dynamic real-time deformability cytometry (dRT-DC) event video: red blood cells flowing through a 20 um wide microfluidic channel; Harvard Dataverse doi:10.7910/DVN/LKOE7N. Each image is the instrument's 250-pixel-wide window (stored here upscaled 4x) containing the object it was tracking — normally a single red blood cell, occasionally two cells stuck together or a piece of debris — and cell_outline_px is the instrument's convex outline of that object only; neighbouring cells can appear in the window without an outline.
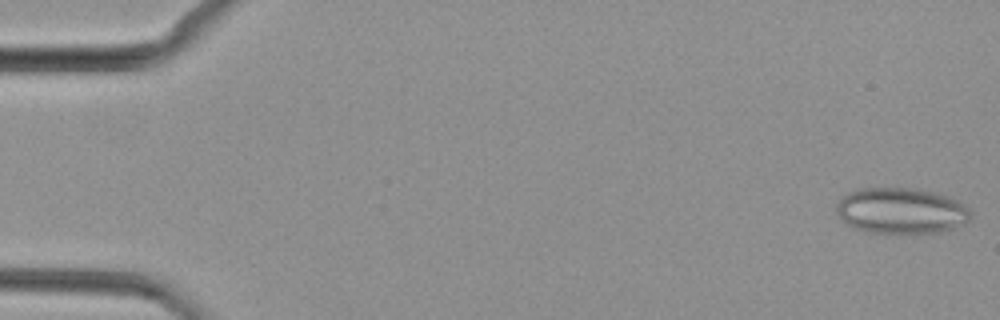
{"species": "common noctule bat (a hibernating species)", "species_latin": "Nyctalus noctula", "temperature_condition": "cold", "stored_images_in_passage": 48, "camera_frame_rate_fps": 3000, "um_per_image_px": 0.085, "animal": {"sex": "female", "body_mass_g": 29.2, "forearm_length_mm": 56.3}, "frame": {"image": 1, "passage_image": 1, "time_ms": 0.0, "image_size_px": [1000, 320], "cell_outline_px": [[968, 220], [964, 224], [940, 232], [872, 232], [852, 228], [836, 212], [836, 204], [840, 196], [848, 192], [860, 188], [908, 188], [932, 192], [948, 196], [960, 200], [968, 208]], "centroid_in_image_um": [76.56, 17.89], "position_along_channel_um": 8.4, "area_um2": 35.6}}
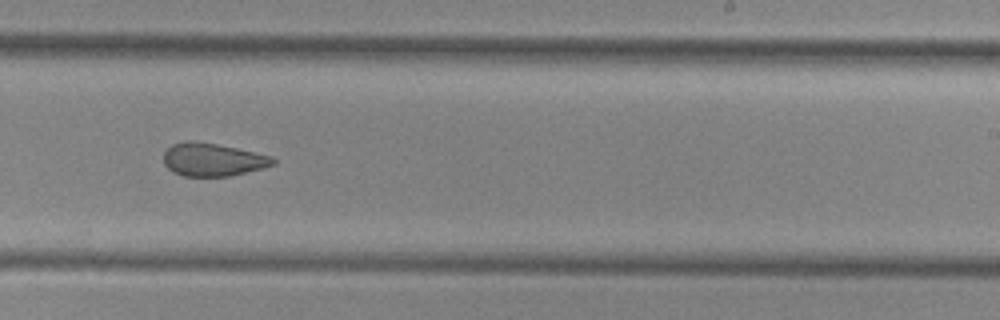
{"frame": {"image": 2, "passage_image": 30, "time_ms": 9.667, "image_size_px": [1000, 320], "cell_outline_px": [[276, 164], [264, 168], [232, 176], [184, 176], [172, 172], [164, 164], [164, 152], [172, 144], [184, 140], [196, 140], [236, 148], [272, 156], [276, 160]], "centroid_in_image_um": [18.08, 13.56], "position_along_channel_um": 270.9, "area_um2": 21.27}}
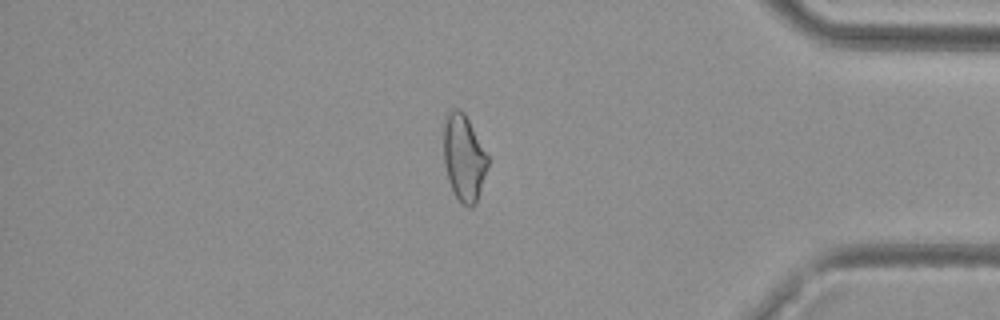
{"frame": {"image": 3, "passage_image": 41, "time_ms": 13.333, "image_size_px": [1000, 320], "cell_outline_px": [[488, 168], [476, 204], [472, 208], [468, 208], [456, 196], [448, 180], [444, 164], [444, 124], [452, 108], [460, 108], [464, 112], [488, 156]], "centroid_in_image_um": [39.44, 13.43], "position_along_channel_um": 395.8, "area_um2": 22.08}}